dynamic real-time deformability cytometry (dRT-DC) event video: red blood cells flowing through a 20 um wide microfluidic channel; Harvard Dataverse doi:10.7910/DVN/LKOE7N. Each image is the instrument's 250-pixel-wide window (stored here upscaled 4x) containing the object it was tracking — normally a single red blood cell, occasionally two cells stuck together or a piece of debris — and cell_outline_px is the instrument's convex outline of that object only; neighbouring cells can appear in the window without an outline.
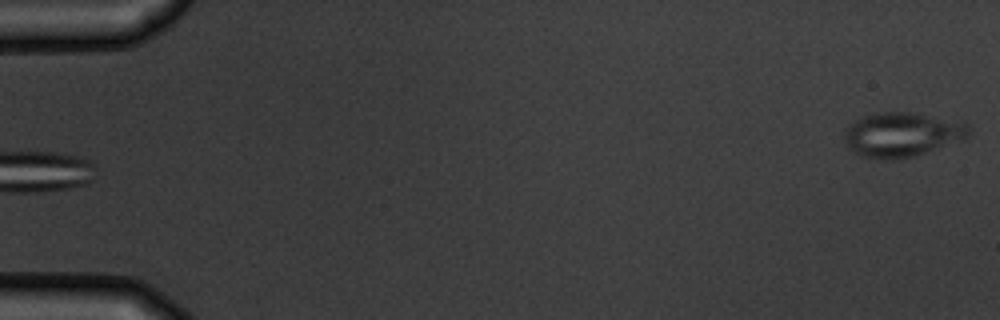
{"species": "common noctule bat (a hibernating species)", "species_latin": "Nyctalus noctula", "temperature_condition": "warm", "stored_images_in_passage": 4, "camera_frame_rate_fps": 3000, "um_per_image_px": 0.085, "animal": {"sex": "male", "body_mass_g": 19.5, "forearm_length_mm": 54.6}, "frame": {"image": 1, "passage_image": 4, "time_ms": 3.667, "image_size_px": [1000, 320], "cell_outline_px": [[968, 136], [964, 140], [916, 156], [900, 160], [884, 160], [860, 156], [848, 148], [844, 140], [844, 128], [848, 124], [864, 116], [876, 112], [912, 112], [968, 124]], "centroid_in_image_um": [76.61, 11.47], "position_along_channel_um": 8.4, "area_um2": 32.54}}